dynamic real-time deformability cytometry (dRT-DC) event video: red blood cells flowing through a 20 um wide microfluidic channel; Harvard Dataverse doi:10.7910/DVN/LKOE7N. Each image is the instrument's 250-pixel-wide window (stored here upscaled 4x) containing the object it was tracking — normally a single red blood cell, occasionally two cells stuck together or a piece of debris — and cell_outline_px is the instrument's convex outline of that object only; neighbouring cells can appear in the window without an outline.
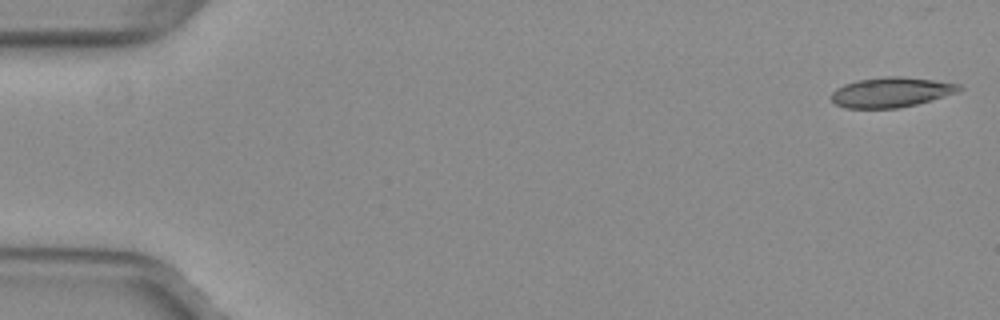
{"species": "common noctule bat (a hibernating species)", "species_latin": "Nyctalus noctula", "temperature_condition": "warm", "stored_images_in_passage": 15, "camera_frame_rate_fps": 3000, "um_per_image_px": 0.085, "animal": {"sex": "female", "body_mass_g": 29.2, "forearm_length_mm": 56.3}, "frame": {"image": 1, "passage_image": 1, "time_ms": 0.0, "image_size_px": [1000, 320], "cell_outline_px": [[964, 88], [960, 92], [916, 104], [900, 108], [844, 108], [836, 104], [832, 100], [832, 92], [836, 88], [844, 84], [856, 80], [884, 76], [904, 76], [936, 80], [960, 84]], "centroid_in_image_um": [75.78, 7.83], "position_along_channel_um": 9.2, "area_um2": 22.6}}